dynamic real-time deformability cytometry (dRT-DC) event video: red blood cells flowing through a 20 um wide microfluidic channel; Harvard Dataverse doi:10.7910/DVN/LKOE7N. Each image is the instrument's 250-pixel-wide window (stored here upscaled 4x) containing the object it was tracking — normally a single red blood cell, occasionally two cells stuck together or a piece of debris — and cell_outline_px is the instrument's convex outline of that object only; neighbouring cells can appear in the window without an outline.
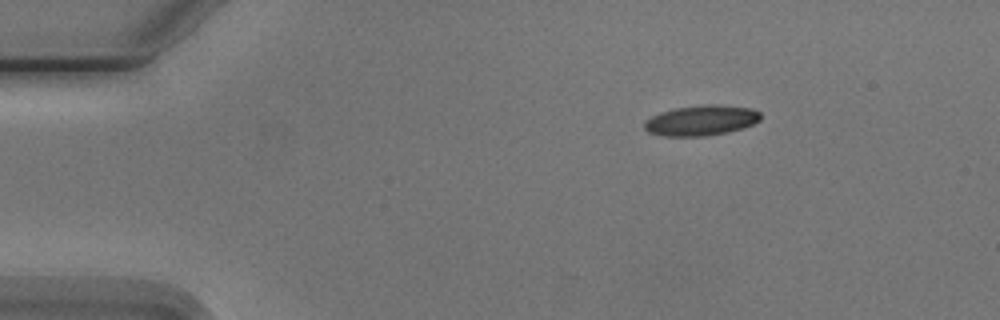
{"species": "Egyptian fruit bat (a non-hibernating species)", "species_latin": "Rousettus aegyptiacus", "temperature_condition": "cold", "stored_images_in_passage": 4, "segment_of_instrument_passage": [1, 2], "camera_frame_rate_fps": 3000, "um_per_image_px": 0.085, "animal": {"sex": "male"}, "frame": {"image": 1, "passage_image": 1, "time_ms": 0.0, "image_size_px": [1000, 320], "cell_outline_px": [[760, 120], [752, 124], [728, 132], [704, 136], [664, 136], [648, 132], [644, 128], [644, 120], [660, 112], [676, 108], [704, 104], [716, 104], [752, 108], [760, 112]], "centroid_in_image_um": [59.58, 10.23], "position_along_channel_um": 25.4, "area_um2": 20.52}}